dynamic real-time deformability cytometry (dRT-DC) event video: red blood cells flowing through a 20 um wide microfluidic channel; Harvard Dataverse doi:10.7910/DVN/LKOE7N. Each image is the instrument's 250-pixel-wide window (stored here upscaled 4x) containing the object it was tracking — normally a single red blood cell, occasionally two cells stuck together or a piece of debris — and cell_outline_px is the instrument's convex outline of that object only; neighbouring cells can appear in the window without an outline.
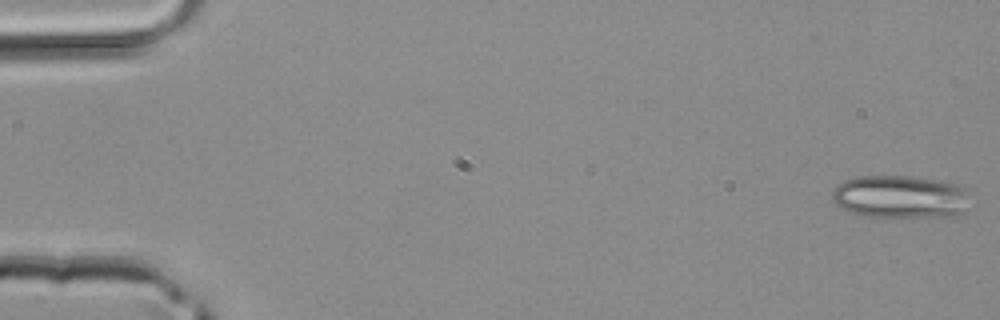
{"species": "common noctule bat (a hibernating species)", "species_latin": "Nyctalus noctula", "temperature_condition": "room temperature", "stored_images_in_passage": 45, "camera_frame_rate_fps": 3000, "um_per_image_px": 0.085, "animal": {"sex": "male", "body_mass_g": 20.4}, "frame": {"image": 1, "passage_image": 1, "time_ms": 0.0, "image_size_px": [1000, 320], "cell_outline_px": [[976, 188], [964, 212], [948, 216], [864, 216], [840, 208], [832, 200], [832, 192], [844, 180], [860, 176], [912, 176], [940, 180], [960, 184]], "centroid_in_image_um": [76.66, 16.7], "position_along_channel_um": 8.3, "area_um2": 35.08}}
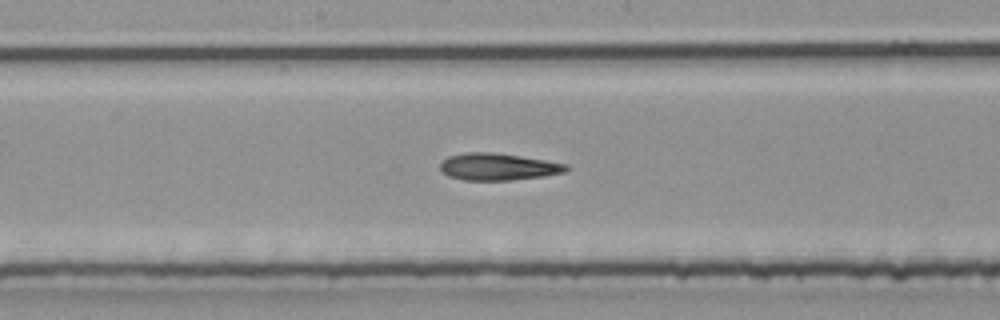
{"frame": {"image": 2, "passage_image": 24, "time_ms": 7.667, "image_size_px": [1000, 320], "cell_outline_px": [[572, 168], [564, 172], [544, 176], [512, 180], [464, 180], [448, 176], [440, 172], [440, 164], [448, 156], [468, 152], [492, 152], [520, 156], [568, 164]], "centroid_in_image_um": [42.33, 14.18], "position_along_channel_um": 205.9, "area_um2": 19.88}}
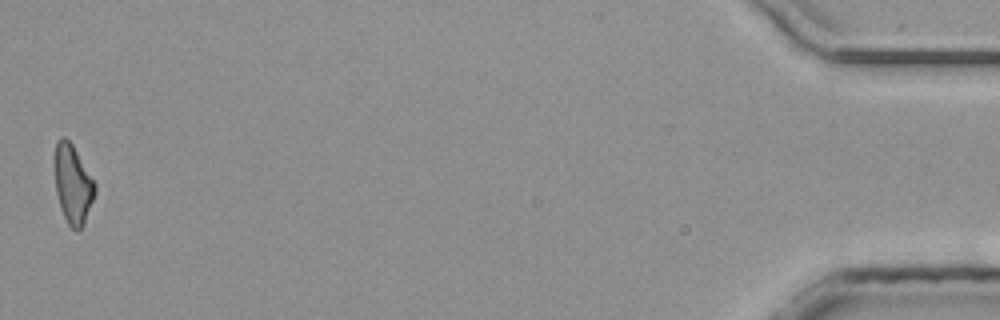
{"frame": {"image": 3, "passage_image": 45, "time_ms": 14.667, "image_size_px": [1000, 320], "cell_outline_px": [[96, 192], [84, 224], [76, 232], [68, 224], [64, 216], [56, 192], [52, 156], [56, 140], [60, 136], [64, 136], [72, 144], [96, 184]], "centroid_in_image_um": [6.15, 15.6], "position_along_channel_um": 429.0, "area_um2": 18.84}}